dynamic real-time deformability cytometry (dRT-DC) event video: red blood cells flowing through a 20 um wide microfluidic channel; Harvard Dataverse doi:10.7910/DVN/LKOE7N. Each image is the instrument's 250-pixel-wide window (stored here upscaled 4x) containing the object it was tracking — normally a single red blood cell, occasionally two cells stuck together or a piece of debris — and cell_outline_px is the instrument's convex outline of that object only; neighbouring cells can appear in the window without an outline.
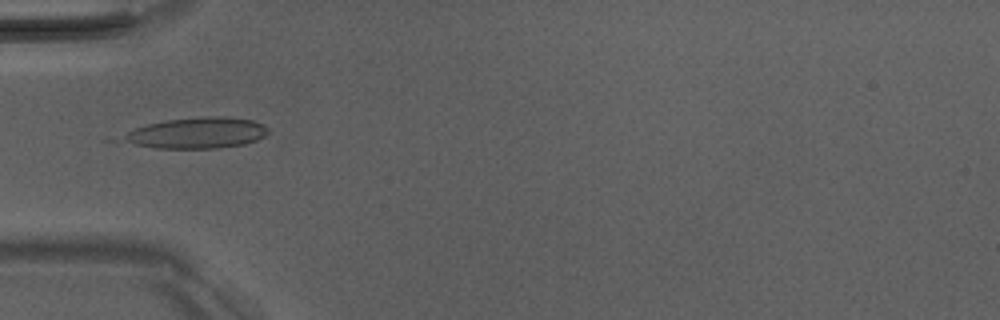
{"species": "Egyptian fruit bat (a non-hibernating species)", "species_latin": "Rousettus aegyptiacus", "temperature_condition": "room temperature", "stored_images_in_passage": 4, "camera_frame_rate_fps": 3000, "um_per_image_px": 0.085, "animal": {"sex": "male"}, "frame": {"image": 1, "passage_image": 4, "time_ms": 3.333, "image_size_px": [1000, 320], "cell_outline_px": [[268, 132], [264, 136], [256, 140], [244, 144], [220, 148], [156, 148], [136, 144], [120, 136], [136, 128], [148, 124], [164, 120], [208, 116], [228, 116], [252, 120], [264, 124], [268, 128]], "centroid_in_image_um": [16.81, 11.29], "position_along_channel_um": 68.2, "area_um2": 25.95}}